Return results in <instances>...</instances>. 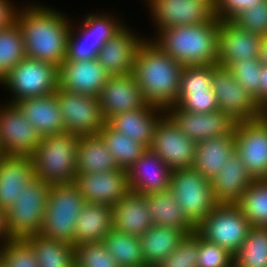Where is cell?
<instances>
[{"label": "cell", "instance_id": "1", "mask_svg": "<svg viewBox=\"0 0 267 267\" xmlns=\"http://www.w3.org/2000/svg\"><path fill=\"white\" fill-rule=\"evenodd\" d=\"M23 7L18 6L15 21L21 29L27 58L60 67L67 55L71 19L47 5Z\"/></svg>", "mask_w": 267, "mask_h": 267}, {"label": "cell", "instance_id": "2", "mask_svg": "<svg viewBox=\"0 0 267 267\" xmlns=\"http://www.w3.org/2000/svg\"><path fill=\"white\" fill-rule=\"evenodd\" d=\"M182 69L148 38L138 49L132 73L147 104L166 110L176 104Z\"/></svg>", "mask_w": 267, "mask_h": 267}, {"label": "cell", "instance_id": "3", "mask_svg": "<svg viewBox=\"0 0 267 267\" xmlns=\"http://www.w3.org/2000/svg\"><path fill=\"white\" fill-rule=\"evenodd\" d=\"M219 29L220 20L215 18L199 25L165 28L150 39L183 67L217 65Z\"/></svg>", "mask_w": 267, "mask_h": 267}, {"label": "cell", "instance_id": "4", "mask_svg": "<svg viewBox=\"0 0 267 267\" xmlns=\"http://www.w3.org/2000/svg\"><path fill=\"white\" fill-rule=\"evenodd\" d=\"M78 142L69 132L42 137L30 155L35 177L50 185L75 182Z\"/></svg>", "mask_w": 267, "mask_h": 267}, {"label": "cell", "instance_id": "5", "mask_svg": "<svg viewBox=\"0 0 267 267\" xmlns=\"http://www.w3.org/2000/svg\"><path fill=\"white\" fill-rule=\"evenodd\" d=\"M84 204L85 200L75 182L52 184L39 234L73 245L76 220Z\"/></svg>", "mask_w": 267, "mask_h": 267}, {"label": "cell", "instance_id": "6", "mask_svg": "<svg viewBox=\"0 0 267 267\" xmlns=\"http://www.w3.org/2000/svg\"><path fill=\"white\" fill-rule=\"evenodd\" d=\"M0 84L11 92V101L7 102L10 104L26 98L46 96L55 93L59 86V67L26 57L14 66Z\"/></svg>", "mask_w": 267, "mask_h": 267}, {"label": "cell", "instance_id": "7", "mask_svg": "<svg viewBox=\"0 0 267 267\" xmlns=\"http://www.w3.org/2000/svg\"><path fill=\"white\" fill-rule=\"evenodd\" d=\"M50 187L35 177L8 208L7 222L12 239H25L40 233Z\"/></svg>", "mask_w": 267, "mask_h": 267}, {"label": "cell", "instance_id": "8", "mask_svg": "<svg viewBox=\"0 0 267 267\" xmlns=\"http://www.w3.org/2000/svg\"><path fill=\"white\" fill-rule=\"evenodd\" d=\"M109 14H88L78 26L71 22L65 60L97 58L100 48L125 26L121 19Z\"/></svg>", "mask_w": 267, "mask_h": 267}, {"label": "cell", "instance_id": "9", "mask_svg": "<svg viewBox=\"0 0 267 267\" xmlns=\"http://www.w3.org/2000/svg\"><path fill=\"white\" fill-rule=\"evenodd\" d=\"M250 227L236 204H217L196 226V232L234 255L245 241Z\"/></svg>", "mask_w": 267, "mask_h": 267}, {"label": "cell", "instance_id": "10", "mask_svg": "<svg viewBox=\"0 0 267 267\" xmlns=\"http://www.w3.org/2000/svg\"><path fill=\"white\" fill-rule=\"evenodd\" d=\"M169 189L195 227L217 205L211 181L193 168L173 170Z\"/></svg>", "mask_w": 267, "mask_h": 267}, {"label": "cell", "instance_id": "11", "mask_svg": "<svg viewBox=\"0 0 267 267\" xmlns=\"http://www.w3.org/2000/svg\"><path fill=\"white\" fill-rule=\"evenodd\" d=\"M55 95L66 132L78 136L99 134L106 124L99 97L68 92L59 86Z\"/></svg>", "mask_w": 267, "mask_h": 267}, {"label": "cell", "instance_id": "12", "mask_svg": "<svg viewBox=\"0 0 267 267\" xmlns=\"http://www.w3.org/2000/svg\"><path fill=\"white\" fill-rule=\"evenodd\" d=\"M212 89L219 110L237 122L253 121L262 117V109L243 88L228 67L213 65Z\"/></svg>", "mask_w": 267, "mask_h": 267}, {"label": "cell", "instance_id": "13", "mask_svg": "<svg viewBox=\"0 0 267 267\" xmlns=\"http://www.w3.org/2000/svg\"><path fill=\"white\" fill-rule=\"evenodd\" d=\"M165 114L186 137L196 143L213 137L234 135L237 124L230 115L220 110L195 113L173 105L165 110Z\"/></svg>", "mask_w": 267, "mask_h": 267}, {"label": "cell", "instance_id": "14", "mask_svg": "<svg viewBox=\"0 0 267 267\" xmlns=\"http://www.w3.org/2000/svg\"><path fill=\"white\" fill-rule=\"evenodd\" d=\"M235 151L253 180L267 179V121L237 122Z\"/></svg>", "mask_w": 267, "mask_h": 267}, {"label": "cell", "instance_id": "15", "mask_svg": "<svg viewBox=\"0 0 267 267\" xmlns=\"http://www.w3.org/2000/svg\"><path fill=\"white\" fill-rule=\"evenodd\" d=\"M42 136L15 104L0 105V150L3 155L30 156Z\"/></svg>", "mask_w": 267, "mask_h": 267}, {"label": "cell", "instance_id": "16", "mask_svg": "<svg viewBox=\"0 0 267 267\" xmlns=\"http://www.w3.org/2000/svg\"><path fill=\"white\" fill-rule=\"evenodd\" d=\"M196 145L165 114L156 125L148 149L157 154L173 171L192 168Z\"/></svg>", "mask_w": 267, "mask_h": 267}, {"label": "cell", "instance_id": "17", "mask_svg": "<svg viewBox=\"0 0 267 267\" xmlns=\"http://www.w3.org/2000/svg\"><path fill=\"white\" fill-rule=\"evenodd\" d=\"M157 32L177 26L199 25L216 17L196 0H146Z\"/></svg>", "mask_w": 267, "mask_h": 267}, {"label": "cell", "instance_id": "18", "mask_svg": "<svg viewBox=\"0 0 267 267\" xmlns=\"http://www.w3.org/2000/svg\"><path fill=\"white\" fill-rule=\"evenodd\" d=\"M98 97L106 121L114 115L147 105L133 73L109 76Z\"/></svg>", "mask_w": 267, "mask_h": 267}, {"label": "cell", "instance_id": "19", "mask_svg": "<svg viewBox=\"0 0 267 267\" xmlns=\"http://www.w3.org/2000/svg\"><path fill=\"white\" fill-rule=\"evenodd\" d=\"M263 38L238 27L232 21H220L217 64L229 68L243 59L260 58Z\"/></svg>", "mask_w": 267, "mask_h": 267}, {"label": "cell", "instance_id": "20", "mask_svg": "<svg viewBox=\"0 0 267 267\" xmlns=\"http://www.w3.org/2000/svg\"><path fill=\"white\" fill-rule=\"evenodd\" d=\"M109 76L97 58L64 60L59 67V87L68 92L98 97Z\"/></svg>", "mask_w": 267, "mask_h": 267}, {"label": "cell", "instance_id": "21", "mask_svg": "<svg viewBox=\"0 0 267 267\" xmlns=\"http://www.w3.org/2000/svg\"><path fill=\"white\" fill-rule=\"evenodd\" d=\"M75 183L88 203L113 206L129 191L128 172L123 169L76 175Z\"/></svg>", "mask_w": 267, "mask_h": 267}, {"label": "cell", "instance_id": "22", "mask_svg": "<svg viewBox=\"0 0 267 267\" xmlns=\"http://www.w3.org/2000/svg\"><path fill=\"white\" fill-rule=\"evenodd\" d=\"M127 27L125 25L98 52L97 60L110 76L132 73L138 49L146 39Z\"/></svg>", "mask_w": 267, "mask_h": 267}, {"label": "cell", "instance_id": "23", "mask_svg": "<svg viewBox=\"0 0 267 267\" xmlns=\"http://www.w3.org/2000/svg\"><path fill=\"white\" fill-rule=\"evenodd\" d=\"M127 172L129 188L132 192L148 195L170 188L172 171L157 154L149 149Z\"/></svg>", "mask_w": 267, "mask_h": 267}, {"label": "cell", "instance_id": "24", "mask_svg": "<svg viewBox=\"0 0 267 267\" xmlns=\"http://www.w3.org/2000/svg\"><path fill=\"white\" fill-rule=\"evenodd\" d=\"M35 178L30 156L0 157V208L8 210L23 188Z\"/></svg>", "mask_w": 267, "mask_h": 267}, {"label": "cell", "instance_id": "25", "mask_svg": "<svg viewBox=\"0 0 267 267\" xmlns=\"http://www.w3.org/2000/svg\"><path fill=\"white\" fill-rule=\"evenodd\" d=\"M153 225L145 195L129 191L113 205V229L141 237Z\"/></svg>", "mask_w": 267, "mask_h": 267}, {"label": "cell", "instance_id": "26", "mask_svg": "<svg viewBox=\"0 0 267 267\" xmlns=\"http://www.w3.org/2000/svg\"><path fill=\"white\" fill-rule=\"evenodd\" d=\"M252 181L253 178L235 151L224 163L223 169L211 180L216 203L237 204Z\"/></svg>", "mask_w": 267, "mask_h": 267}, {"label": "cell", "instance_id": "27", "mask_svg": "<svg viewBox=\"0 0 267 267\" xmlns=\"http://www.w3.org/2000/svg\"><path fill=\"white\" fill-rule=\"evenodd\" d=\"M165 115L162 108L147 104L143 109H136L112 116L106 122L120 133L149 148L156 125Z\"/></svg>", "mask_w": 267, "mask_h": 267}, {"label": "cell", "instance_id": "28", "mask_svg": "<svg viewBox=\"0 0 267 267\" xmlns=\"http://www.w3.org/2000/svg\"><path fill=\"white\" fill-rule=\"evenodd\" d=\"M15 105L42 137L66 132L55 93L26 98Z\"/></svg>", "mask_w": 267, "mask_h": 267}, {"label": "cell", "instance_id": "29", "mask_svg": "<svg viewBox=\"0 0 267 267\" xmlns=\"http://www.w3.org/2000/svg\"><path fill=\"white\" fill-rule=\"evenodd\" d=\"M235 152V135L213 137L197 143L192 168L212 180Z\"/></svg>", "mask_w": 267, "mask_h": 267}, {"label": "cell", "instance_id": "30", "mask_svg": "<svg viewBox=\"0 0 267 267\" xmlns=\"http://www.w3.org/2000/svg\"><path fill=\"white\" fill-rule=\"evenodd\" d=\"M113 206L85 202L74 233V244L100 242L112 230Z\"/></svg>", "mask_w": 267, "mask_h": 267}, {"label": "cell", "instance_id": "31", "mask_svg": "<svg viewBox=\"0 0 267 267\" xmlns=\"http://www.w3.org/2000/svg\"><path fill=\"white\" fill-rule=\"evenodd\" d=\"M76 159L77 175L119 169L100 134L79 136Z\"/></svg>", "mask_w": 267, "mask_h": 267}, {"label": "cell", "instance_id": "32", "mask_svg": "<svg viewBox=\"0 0 267 267\" xmlns=\"http://www.w3.org/2000/svg\"><path fill=\"white\" fill-rule=\"evenodd\" d=\"M185 235L181 229L153 225L140 237L144 263L159 267Z\"/></svg>", "mask_w": 267, "mask_h": 267}, {"label": "cell", "instance_id": "33", "mask_svg": "<svg viewBox=\"0 0 267 267\" xmlns=\"http://www.w3.org/2000/svg\"><path fill=\"white\" fill-rule=\"evenodd\" d=\"M145 196L154 225L181 229L186 235L196 231L170 189Z\"/></svg>", "mask_w": 267, "mask_h": 267}, {"label": "cell", "instance_id": "34", "mask_svg": "<svg viewBox=\"0 0 267 267\" xmlns=\"http://www.w3.org/2000/svg\"><path fill=\"white\" fill-rule=\"evenodd\" d=\"M25 240L34 250L39 267H75V247L72 244L40 234Z\"/></svg>", "mask_w": 267, "mask_h": 267}, {"label": "cell", "instance_id": "35", "mask_svg": "<svg viewBox=\"0 0 267 267\" xmlns=\"http://www.w3.org/2000/svg\"><path fill=\"white\" fill-rule=\"evenodd\" d=\"M106 143L118 167L129 170L130 167L148 150V148L114 130L107 122L99 132Z\"/></svg>", "mask_w": 267, "mask_h": 267}, {"label": "cell", "instance_id": "36", "mask_svg": "<svg viewBox=\"0 0 267 267\" xmlns=\"http://www.w3.org/2000/svg\"><path fill=\"white\" fill-rule=\"evenodd\" d=\"M103 242L108 253L117 261L119 267H139L145 264L140 237L112 228Z\"/></svg>", "mask_w": 267, "mask_h": 267}, {"label": "cell", "instance_id": "37", "mask_svg": "<svg viewBox=\"0 0 267 267\" xmlns=\"http://www.w3.org/2000/svg\"><path fill=\"white\" fill-rule=\"evenodd\" d=\"M233 257L236 267H267V227L251 226Z\"/></svg>", "mask_w": 267, "mask_h": 267}, {"label": "cell", "instance_id": "38", "mask_svg": "<svg viewBox=\"0 0 267 267\" xmlns=\"http://www.w3.org/2000/svg\"><path fill=\"white\" fill-rule=\"evenodd\" d=\"M236 205L251 226L267 227V179L253 180Z\"/></svg>", "mask_w": 267, "mask_h": 267}, {"label": "cell", "instance_id": "39", "mask_svg": "<svg viewBox=\"0 0 267 267\" xmlns=\"http://www.w3.org/2000/svg\"><path fill=\"white\" fill-rule=\"evenodd\" d=\"M26 57L23 36L17 22L0 29V81Z\"/></svg>", "mask_w": 267, "mask_h": 267}, {"label": "cell", "instance_id": "40", "mask_svg": "<svg viewBox=\"0 0 267 267\" xmlns=\"http://www.w3.org/2000/svg\"><path fill=\"white\" fill-rule=\"evenodd\" d=\"M263 65L260 58L256 59H243L234 62L229 69L231 70L234 78L240 82L241 86L254 98L255 102L259 105V88L261 69Z\"/></svg>", "mask_w": 267, "mask_h": 267}, {"label": "cell", "instance_id": "41", "mask_svg": "<svg viewBox=\"0 0 267 267\" xmlns=\"http://www.w3.org/2000/svg\"><path fill=\"white\" fill-rule=\"evenodd\" d=\"M75 267H119L103 241L75 246Z\"/></svg>", "mask_w": 267, "mask_h": 267}, {"label": "cell", "instance_id": "42", "mask_svg": "<svg viewBox=\"0 0 267 267\" xmlns=\"http://www.w3.org/2000/svg\"><path fill=\"white\" fill-rule=\"evenodd\" d=\"M0 262L4 267H39L34 250L25 239L3 244Z\"/></svg>", "mask_w": 267, "mask_h": 267}, {"label": "cell", "instance_id": "43", "mask_svg": "<svg viewBox=\"0 0 267 267\" xmlns=\"http://www.w3.org/2000/svg\"><path fill=\"white\" fill-rule=\"evenodd\" d=\"M199 234L194 231L180 241L176 249L159 267H197Z\"/></svg>", "mask_w": 267, "mask_h": 267}, {"label": "cell", "instance_id": "44", "mask_svg": "<svg viewBox=\"0 0 267 267\" xmlns=\"http://www.w3.org/2000/svg\"><path fill=\"white\" fill-rule=\"evenodd\" d=\"M175 105L195 113H209L219 110L212 88L205 91H179Z\"/></svg>", "mask_w": 267, "mask_h": 267}, {"label": "cell", "instance_id": "45", "mask_svg": "<svg viewBox=\"0 0 267 267\" xmlns=\"http://www.w3.org/2000/svg\"><path fill=\"white\" fill-rule=\"evenodd\" d=\"M213 65L184 66L179 91H205L212 88Z\"/></svg>", "mask_w": 267, "mask_h": 267}, {"label": "cell", "instance_id": "46", "mask_svg": "<svg viewBox=\"0 0 267 267\" xmlns=\"http://www.w3.org/2000/svg\"><path fill=\"white\" fill-rule=\"evenodd\" d=\"M231 21L242 29L267 36V0L243 10Z\"/></svg>", "mask_w": 267, "mask_h": 267}, {"label": "cell", "instance_id": "47", "mask_svg": "<svg viewBox=\"0 0 267 267\" xmlns=\"http://www.w3.org/2000/svg\"><path fill=\"white\" fill-rule=\"evenodd\" d=\"M233 256L227 249L208 242L199 235L197 267H229L234 263Z\"/></svg>", "mask_w": 267, "mask_h": 267}, {"label": "cell", "instance_id": "48", "mask_svg": "<svg viewBox=\"0 0 267 267\" xmlns=\"http://www.w3.org/2000/svg\"><path fill=\"white\" fill-rule=\"evenodd\" d=\"M265 0H219L216 18L220 21H231L247 8Z\"/></svg>", "mask_w": 267, "mask_h": 267}, {"label": "cell", "instance_id": "49", "mask_svg": "<svg viewBox=\"0 0 267 267\" xmlns=\"http://www.w3.org/2000/svg\"><path fill=\"white\" fill-rule=\"evenodd\" d=\"M10 1L0 0V29L8 27L15 21L18 7L14 6V3Z\"/></svg>", "mask_w": 267, "mask_h": 267}, {"label": "cell", "instance_id": "50", "mask_svg": "<svg viewBox=\"0 0 267 267\" xmlns=\"http://www.w3.org/2000/svg\"><path fill=\"white\" fill-rule=\"evenodd\" d=\"M259 88V106L263 109L267 105V66L263 65L261 69Z\"/></svg>", "mask_w": 267, "mask_h": 267}, {"label": "cell", "instance_id": "51", "mask_svg": "<svg viewBox=\"0 0 267 267\" xmlns=\"http://www.w3.org/2000/svg\"><path fill=\"white\" fill-rule=\"evenodd\" d=\"M10 240H12V238L9 235L7 210L0 208V244L3 245Z\"/></svg>", "mask_w": 267, "mask_h": 267}, {"label": "cell", "instance_id": "52", "mask_svg": "<svg viewBox=\"0 0 267 267\" xmlns=\"http://www.w3.org/2000/svg\"><path fill=\"white\" fill-rule=\"evenodd\" d=\"M203 4L215 17L217 15L219 0H196Z\"/></svg>", "mask_w": 267, "mask_h": 267}, {"label": "cell", "instance_id": "53", "mask_svg": "<svg viewBox=\"0 0 267 267\" xmlns=\"http://www.w3.org/2000/svg\"><path fill=\"white\" fill-rule=\"evenodd\" d=\"M260 62L262 63V65L267 66V36H265L262 40Z\"/></svg>", "mask_w": 267, "mask_h": 267}, {"label": "cell", "instance_id": "54", "mask_svg": "<svg viewBox=\"0 0 267 267\" xmlns=\"http://www.w3.org/2000/svg\"><path fill=\"white\" fill-rule=\"evenodd\" d=\"M262 117L267 121V106L262 109Z\"/></svg>", "mask_w": 267, "mask_h": 267}, {"label": "cell", "instance_id": "55", "mask_svg": "<svg viewBox=\"0 0 267 267\" xmlns=\"http://www.w3.org/2000/svg\"><path fill=\"white\" fill-rule=\"evenodd\" d=\"M139 267H152V266H149V265L144 264V265L139 266Z\"/></svg>", "mask_w": 267, "mask_h": 267}, {"label": "cell", "instance_id": "56", "mask_svg": "<svg viewBox=\"0 0 267 267\" xmlns=\"http://www.w3.org/2000/svg\"><path fill=\"white\" fill-rule=\"evenodd\" d=\"M1 248H2V244H0V261H1Z\"/></svg>", "mask_w": 267, "mask_h": 267}]
</instances>
